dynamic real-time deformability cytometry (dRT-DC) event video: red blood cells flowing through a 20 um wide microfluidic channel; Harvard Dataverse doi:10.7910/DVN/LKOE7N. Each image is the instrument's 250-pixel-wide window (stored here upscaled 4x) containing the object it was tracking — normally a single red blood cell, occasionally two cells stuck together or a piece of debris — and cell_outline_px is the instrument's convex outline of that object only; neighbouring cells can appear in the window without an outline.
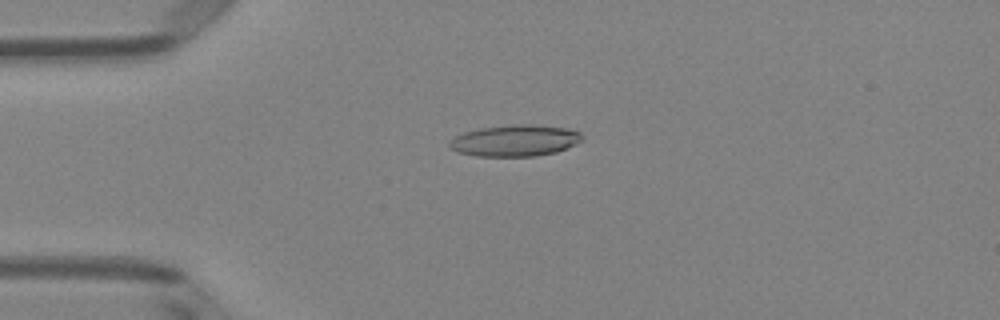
{"species": "Egyptian fruit bat (a non-hibernating species)", "species_latin": "Rousettus aegyptiacus", "temperature_condition": "room temperature", "stored_images_in_passage": 51, "camera_frame_rate_fps": 3000, "um_per_image_px": 0.085, "animal": {"sex": "female"}, "frame": {"image": 1, "passage_image": 13, "time_ms": 4.0, "image_size_px": [1000, 320], "cell_outline_px": [[584, 140], [576, 144], [556, 152], [536, 156], [476, 156], [456, 152], [448, 148], [448, 144], [456, 136], [464, 132], [480, 128], [512, 124], [532, 124], [564, 128], [580, 132], [584, 136]], "centroid_in_image_um": [43.77, 11.95], "position_along_channel_um": 41.2, "area_um2": 24.45}}
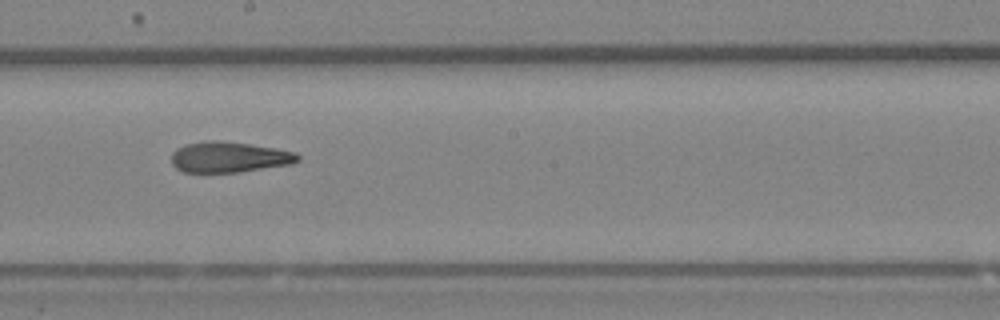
{"frame": {"image": 2, "passage_image": 29, "time_ms": 9.333, "image_size_px": [1000, 320], "cell_outline_px": [[300, 160], [292, 164], [240, 172], [184, 172], [176, 168], [172, 164], [172, 152], [176, 148], [184, 144], [208, 140], [220, 140], [276, 148], [296, 152], [300, 156]], "centroid_in_image_um": [19.48, 13.35], "position_along_channel_um": 228.7, "area_um2": 22.77}}
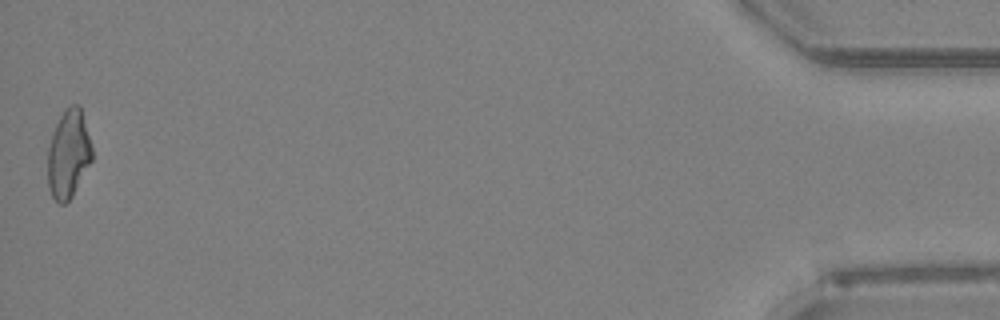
{"frame": {"image": 3, "passage_image": 51, "time_ms": 16.667, "image_size_px": [1000, 320], "cell_outline_px": [[92, 160], [72, 196], [64, 204], [60, 204], [52, 196], [48, 184], [48, 148], [56, 124], [64, 108], [72, 104], [80, 104], [92, 148]], "centroid_in_image_um": [5.82, 13.07], "position_along_channel_um": 429.4, "area_um2": 22.6}, "authors_computed_cell_mechanics": {"area_um2": 23.4668, "velocity_mm_per_s": 4.021, "shape_relaxation_time_tau1_ms": null, "shape_relaxation_time_tau2_ms": 2.9532, "deformation_change_tau1": null, "deformation_change_tau2": 0.1342}}